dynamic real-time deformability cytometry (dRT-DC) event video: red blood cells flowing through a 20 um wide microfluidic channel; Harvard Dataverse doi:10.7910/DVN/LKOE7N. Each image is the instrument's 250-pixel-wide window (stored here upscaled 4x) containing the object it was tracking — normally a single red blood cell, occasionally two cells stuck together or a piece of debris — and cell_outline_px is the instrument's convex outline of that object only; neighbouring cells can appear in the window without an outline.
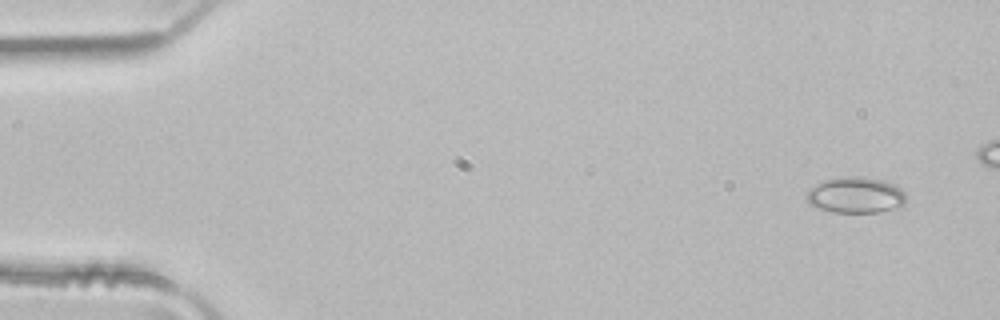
{"species": "common noctule bat (a hibernating species)", "species_latin": "Nyctalus noctula", "temperature_condition": "room temperature", "stored_images_in_passage": 4, "camera_frame_rate_fps": 3000, "um_per_image_px": 0.085, "animal": {"sex": "male", "body_mass_g": 21.5, "forearm_length_mm": 52.0}, "frame": {"image": 1, "passage_image": 4, "time_ms": 1.0, "image_size_px": [1000, 320], "cell_outline_px": [[904, 204], [900, 208], [880, 212], [832, 212], [816, 208], [808, 204], [804, 200], [804, 196], [808, 188], [824, 180], [848, 176], [860, 176], [884, 180], [900, 188], [904, 192]], "centroid_in_image_um": [72.67, 16.59], "position_along_channel_um": 12.3, "area_um2": 21.27}}